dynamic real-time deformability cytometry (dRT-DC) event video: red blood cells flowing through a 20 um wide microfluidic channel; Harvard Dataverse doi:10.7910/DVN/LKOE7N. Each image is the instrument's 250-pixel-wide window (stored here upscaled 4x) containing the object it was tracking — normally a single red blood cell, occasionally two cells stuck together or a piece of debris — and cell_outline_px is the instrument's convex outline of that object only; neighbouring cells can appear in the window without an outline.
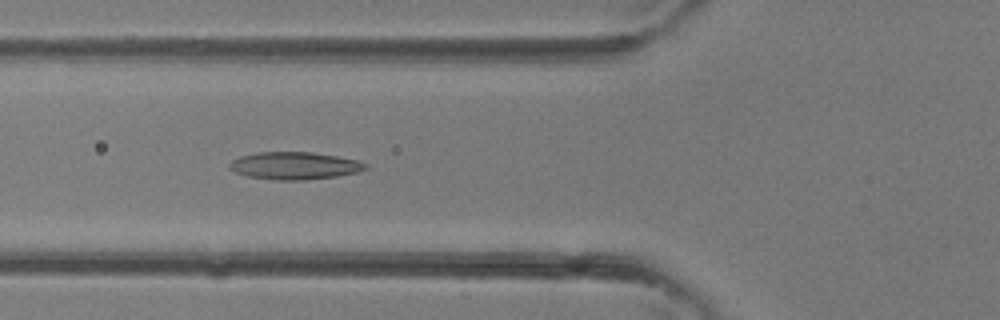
{"species": "common noctule bat (a hibernating species)", "species_latin": "Nyctalus noctula", "temperature_condition": "room temperature", "stored_images_in_passage": 30, "camera_frame_rate_fps": 3000, "um_per_image_px": 0.085, "animal": {"sex": "female"}, "frame": {"image": 1, "passage_image": 6, "time_ms": 1.667, "image_size_px": [1000, 320], "cell_outline_px": [[368, 168], [356, 172], [336, 176], [304, 180], [276, 180], [248, 176], [236, 172], [228, 168], [228, 164], [232, 160], [240, 156], [256, 152], [312, 152], [336, 156], [356, 160], [368, 164]], "centroid_in_image_um": [25.01, 14.08], "position_along_channel_um": 100.8, "area_um2": 21.68}}
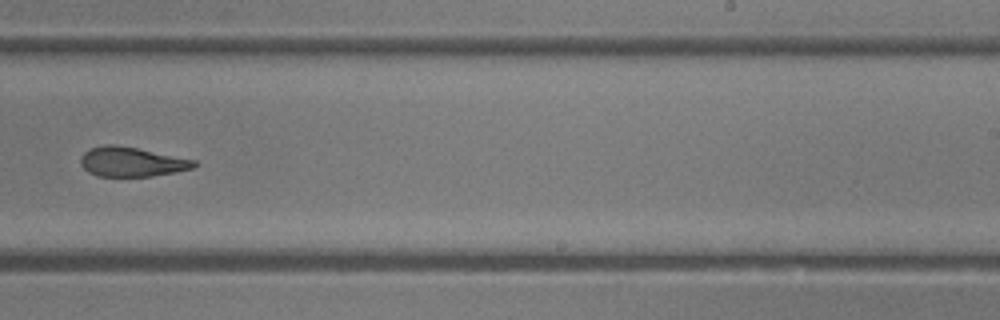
{"frame": {"image": 2, "passage_image": 16, "time_ms": 5.0, "image_size_px": [1000, 320], "cell_outline_px": [[200, 164], [196, 168], [176, 172], [152, 176], [96, 176], [88, 172], [80, 164], [80, 156], [84, 152], [92, 148], [104, 144], [116, 144], [196, 160]], "centroid_in_image_um": [11.22, 13.76], "position_along_channel_um": 277.8, "area_um2": 19.71}}
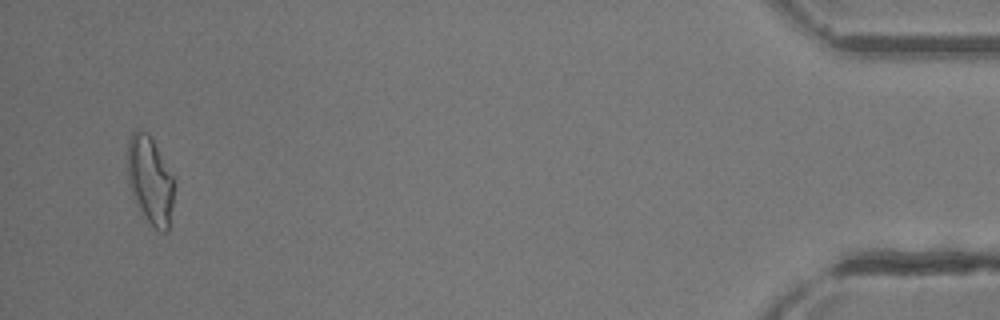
{"frame": {"image": 3, "passage_image": 29, "time_ms": 9.333, "image_size_px": [1000, 320], "cell_outline_px": [[176, 180], [168, 232], [160, 232], [144, 216], [136, 204], [128, 184], [128, 140], [132, 132], [136, 128], [140, 128], [148, 132]], "centroid_in_image_um": [12.77, 15.29], "position_along_channel_um": 422.4, "area_um2": 24.1}}